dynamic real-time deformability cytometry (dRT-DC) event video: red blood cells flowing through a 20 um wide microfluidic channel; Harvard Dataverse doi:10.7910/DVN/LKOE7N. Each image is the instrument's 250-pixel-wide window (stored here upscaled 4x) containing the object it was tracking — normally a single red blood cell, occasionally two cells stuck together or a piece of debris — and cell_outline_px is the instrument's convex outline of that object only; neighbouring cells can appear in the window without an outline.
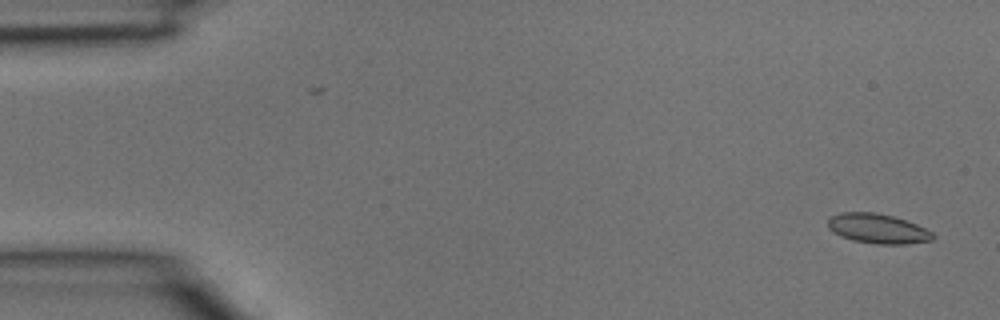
{"species": "common noctule bat (a hibernating species)", "species_latin": "Nyctalus noctula", "temperature_condition": "room temperature", "stored_images_in_passage": 35, "camera_frame_rate_fps": 3000, "um_per_image_px": 0.085, "animal": {"sex": "male", "body_mass_g": 15.6}, "frame": {"image": 1, "passage_image": 1, "time_ms": 0.0, "image_size_px": [1000, 320], "cell_outline_px": [[936, 236], [932, 240], [904, 244], [876, 244], [852, 240], [840, 236], [832, 232], [828, 228], [828, 220], [832, 216], [844, 212], [876, 212], [892, 216], [916, 224], [932, 232]], "centroid_in_image_um": [74.59, 19.44], "position_along_channel_um": 10.4, "area_um2": 18.09}}
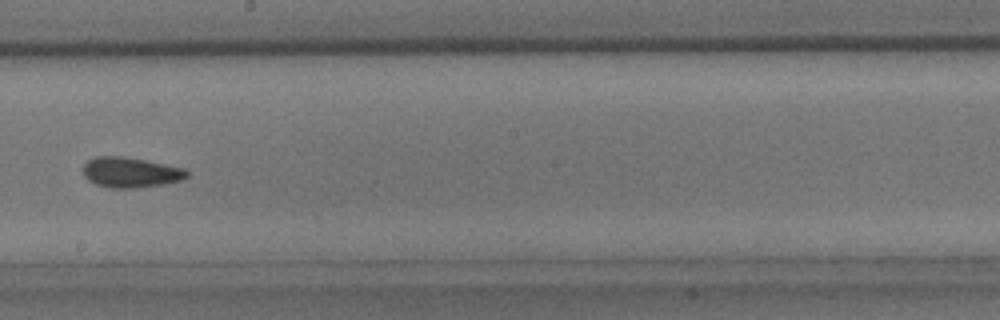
{"frame": {"image": 2, "passage_image": 22, "time_ms": 7.0, "image_size_px": [1000, 320], "cell_outline_px": [[188, 176], [180, 180], [160, 184], [136, 188], [112, 188], [96, 184], [88, 180], [84, 176], [84, 164], [88, 160], [96, 156], [120, 156], [144, 160], [184, 168], [188, 172]], "centroid_in_image_um": [11.07, 14.65], "position_along_channel_um": 237.1, "area_um2": 18.03}}
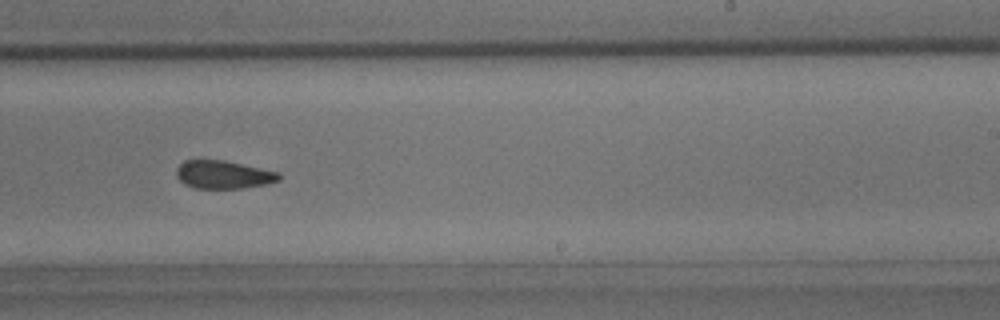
{"frame": {"image": 3, "passage_image": 24, "time_ms": 7.667, "image_size_px": [1000, 320], "cell_outline_px": [[280, 180], [268, 184], [244, 188], [196, 188], [184, 184], [176, 176], [176, 168], [184, 160], [224, 160], [280, 172]], "centroid_in_image_um": [19.0, 14.84], "position_along_channel_um": 270.0, "area_um2": 16.88}}